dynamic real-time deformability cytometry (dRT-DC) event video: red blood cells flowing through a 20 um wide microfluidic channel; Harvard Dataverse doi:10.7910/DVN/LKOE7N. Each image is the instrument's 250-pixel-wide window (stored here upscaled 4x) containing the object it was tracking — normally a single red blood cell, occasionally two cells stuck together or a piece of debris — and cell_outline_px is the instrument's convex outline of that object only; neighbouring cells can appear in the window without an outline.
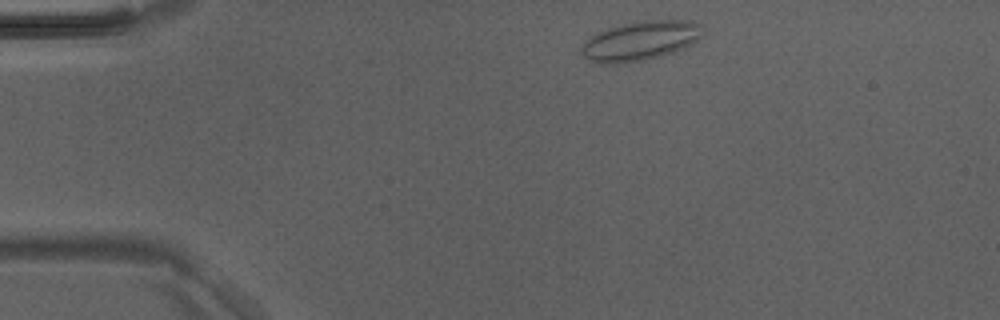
{"species": "Egyptian fruit bat (a non-hibernating species)", "species_latin": "Rousettus aegyptiacus", "temperature_condition": "room temperature", "stored_images_in_passage": 2, "camera_frame_rate_fps": 3000, "um_per_image_px": 0.085, "animal": {"sex": "male"}, "frame": {"image": 1, "passage_image": 1, "time_ms": 0.0, "image_size_px": [1000, 320], "cell_outline_px": [[704, 32], [692, 44], [676, 52], [644, 60], [616, 64], [600, 64], [588, 60], [580, 56], [580, 48], [584, 40], [596, 32], [608, 28], [640, 20], [692, 20], [700, 24]], "centroid_in_image_um": [54.38, 3.48], "position_along_channel_um": 30.6, "area_um2": 28.32}}